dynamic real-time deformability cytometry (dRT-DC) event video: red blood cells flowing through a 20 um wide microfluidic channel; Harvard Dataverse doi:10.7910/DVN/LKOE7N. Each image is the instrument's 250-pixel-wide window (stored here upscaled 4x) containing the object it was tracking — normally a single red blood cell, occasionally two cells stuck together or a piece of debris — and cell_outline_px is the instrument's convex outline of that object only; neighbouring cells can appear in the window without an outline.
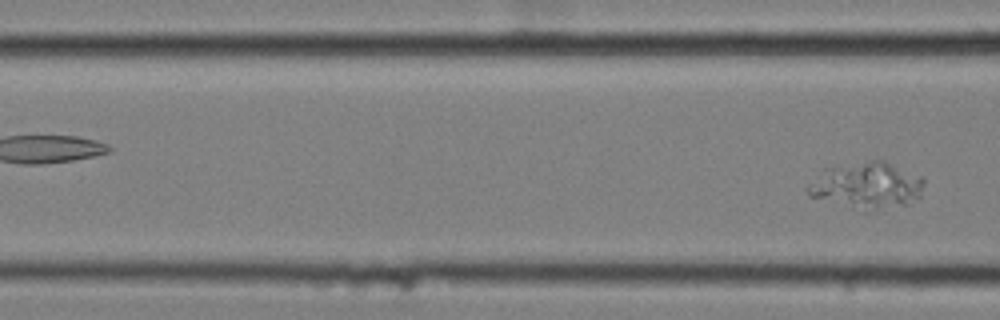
{"species": "common noctule bat (a hibernating species)", "species_latin": "Nyctalus noctula", "temperature_condition": "cold", "stored_images_in_passage": 7, "camera_frame_rate_fps": 3000, "um_per_image_px": 0.085, "animal": {"sex": "female", "body_mass_g": 25.1}, "frame": {"image": 1, "passage_image": 7, "time_ms": 2.0, "image_size_px": [1000, 320], "cell_outline_px": [[924, 184], [920, 196], [904, 204], [864, 212], [860, 212], [808, 196], [808, 184], [824, 168], [872, 160], [884, 160], [920, 176], [924, 180]], "centroid_in_image_um": [73.63, 15.78], "position_along_channel_um": 93.0, "area_um2": 31.56}}